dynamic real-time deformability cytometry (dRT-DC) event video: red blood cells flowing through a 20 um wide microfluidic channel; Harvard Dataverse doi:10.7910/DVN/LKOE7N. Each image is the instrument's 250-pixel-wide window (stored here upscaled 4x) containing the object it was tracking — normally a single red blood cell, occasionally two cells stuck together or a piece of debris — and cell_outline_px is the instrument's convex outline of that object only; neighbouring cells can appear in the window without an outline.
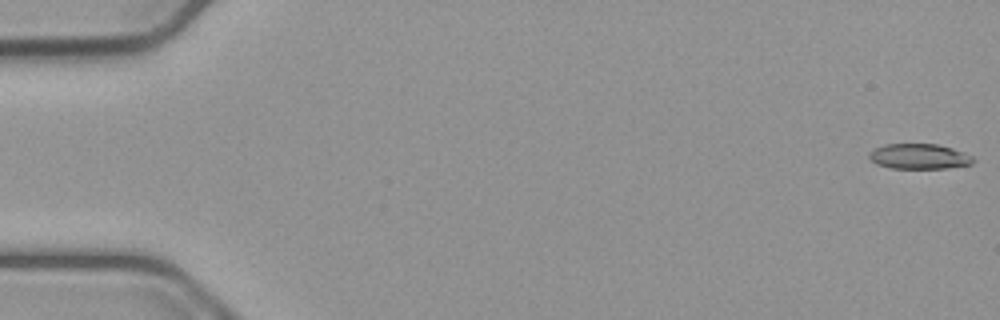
{"species": "common noctule bat (a hibernating species)", "species_latin": "Nyctalus noctula", "temperature_condition": "cold", "stored_images_in_passage": 18, "camera_frame_rate_fps": 3000, "um_per_image_px": 0.085, "animal": {"sex": "male", "body_mass_g": 23.1, "forearm_length_mm": 52.7}, "frame": {"image": 1, "passage_image": 1, "time_ms": 0.0, "image_size_px": [1000, 320], "cell_outline_px": [[976, 160], [972, 164], [948, 168], [892, 168], [876, 164], [868, 156], [868, 152], [872, 148], [884, 144], [936, 144], [952, 148], [964, 152], [972, 156]], "centroid_in_image_um": [78.11, 13.29], "position_along_channel_um": 6.9, "area_um2": 15.43}}
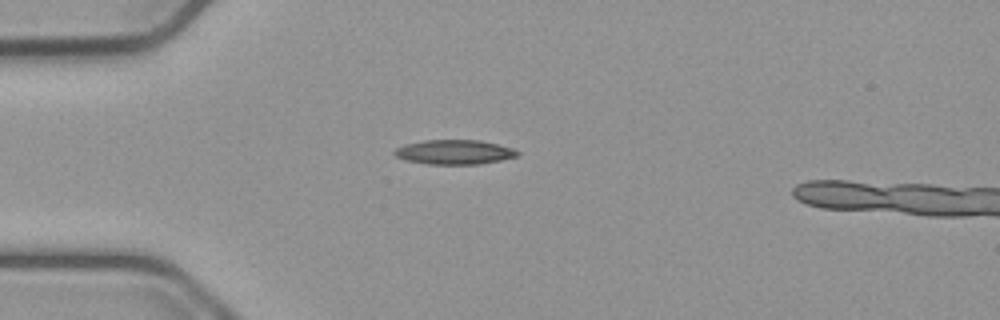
{"frame": {"image": 2, "passage_image": 15, "time_ms": 4.667, "image_size_px": [1000, 320], "cell_outline_px": [[520, 156], [480, 164], [428, 164], [404, 160], [396, 156], [392, 152], [396, 148], [404, 144], [424, 140], [480, 140], [512, 148], [520, 152]], "centroid_in_image_um": [38.61, 12.93], "position_along_channel_um": 46.4, "area_um2": 17.63}}